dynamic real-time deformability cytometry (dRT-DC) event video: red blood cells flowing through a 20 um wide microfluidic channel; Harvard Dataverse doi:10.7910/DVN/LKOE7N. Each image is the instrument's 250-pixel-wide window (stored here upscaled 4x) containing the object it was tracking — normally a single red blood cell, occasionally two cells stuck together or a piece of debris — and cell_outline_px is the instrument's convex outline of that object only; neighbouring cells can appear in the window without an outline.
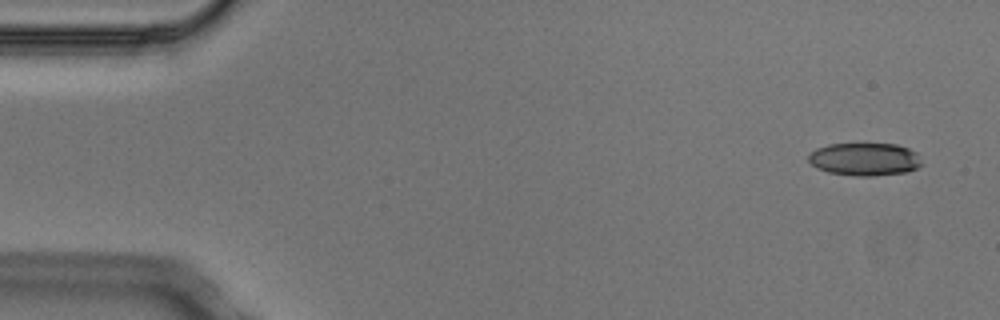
{"species": "Egyptian fruit bat (a non-hibernating species)", "species_latin": "Rousettus aegyptiacus", "temperature_condition": "cold", "stored_images_in_passage": 4, "camera_frame_rate_fps": 3000, "um_per_image_px": 0.085, "animal": {"sex": "male"}, "frame": {"image": 1, "passage_image": 1, "time_ms": 0.0, "image_size_px": [1000, 320], "cell_outline_px": [[920, 164], [916, 168], [908, 172], [872, 176], [856, 176], [828, 172], [816, 168], [808, 160], [808, 156], [816, 148], [828, 144], [896, 144], [908, 148], [916, 152], [920, 160]], "centroid_in_image_um": [73.48, 13.54], "position_along_channel_um": 11.5, "area_um2": 21.62}}
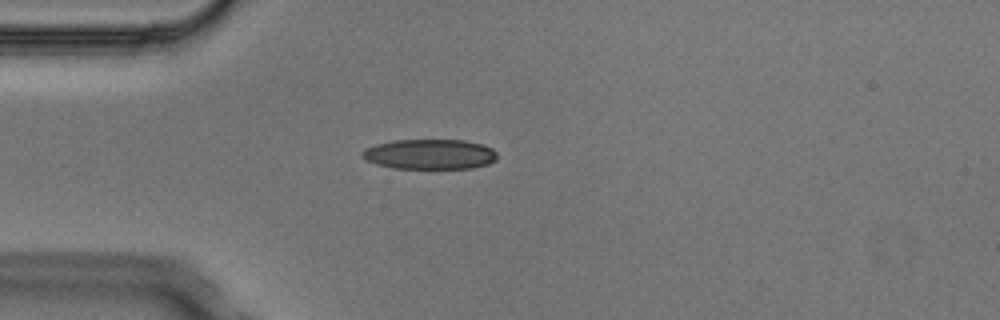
{"frame": {"image": 2, "passage_image": 3, "time_ms": 0.667, "image_size_px": [1000, 320], "cell_outline_px": [[496, 160], [488, 164], [472, 168], [396, 168], [376, 164], [364, 160], [360, 156], [360, 152], [364, 148], [376, 144], [392, 140], [464, 140], [484, 144], [492, 148], [496, 152]], "centroid_in_image_um": [36.5, 13.1], "position_along_channel_um": 48.5, "area_um2": 23.87}}